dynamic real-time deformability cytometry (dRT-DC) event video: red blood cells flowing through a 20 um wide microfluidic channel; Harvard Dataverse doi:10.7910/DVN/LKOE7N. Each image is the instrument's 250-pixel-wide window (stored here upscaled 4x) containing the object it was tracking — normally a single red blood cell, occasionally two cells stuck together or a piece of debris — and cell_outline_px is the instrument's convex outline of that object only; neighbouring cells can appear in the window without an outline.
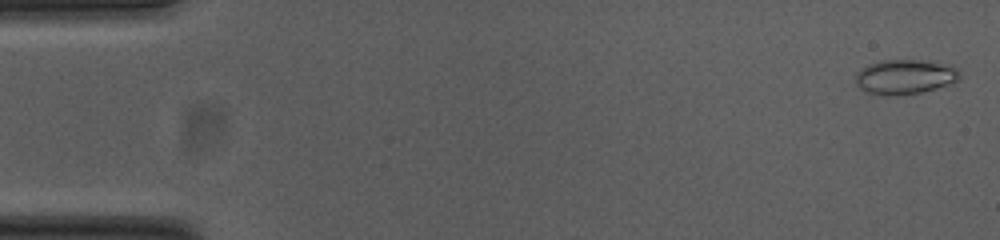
{"species": "common noctule bat (a hibernating species)", "species_latin": "Nyctalus noctula", "temperature_condition": "cold", "stored_images_in_passage": 54, "camera_frame_rate_fps": 3000, "um_per_image_px": 0.085, "animal": {"sex": "female", "body_mass_g": 23.0, "forearm_length_mm": 53.4}, "frame": {"image": 1, "passage_image": 2, "time_ms": 0.333, "image_size_px": [1000, 240], "cell_outline_px": [[960, 80], [936, 88], [920, 92], [888, 96], [880, 96], [868, 92], [860, 88], [856, 84], [856, 72], [860, 68], [868, 64], [880, 60], [928, 60], [952, 64], [960, 68]], "centroid_in_image_um": [76.95, 6.51], "position_along_channel_um": 8.0, "area_um2": 21.5}}
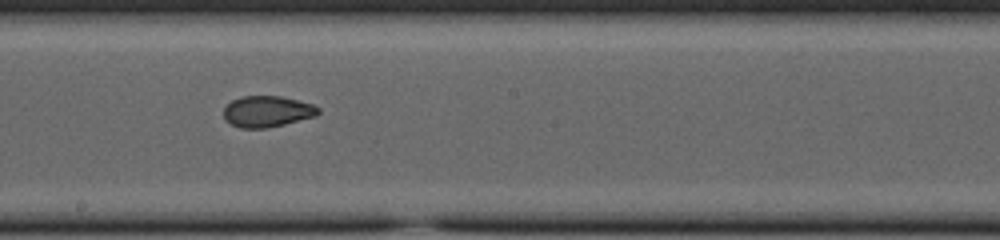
{"frame": {"image": 2, "passage_image": 30, "time_ms": 9.667, "image_size_px": [1000, 240], "cell_outline_px": [[320, 112], [316, 116], [284, 124], [264, 128], [240, 128], [224, 120], [224, 108], [232, 100], [240, 96], [280, 96], [312, 104], [320, 108]], "centroid_in_image_um": [22.7, 9.47], "position_along_channel_um": 225.5, "area_um2": 17.11}}
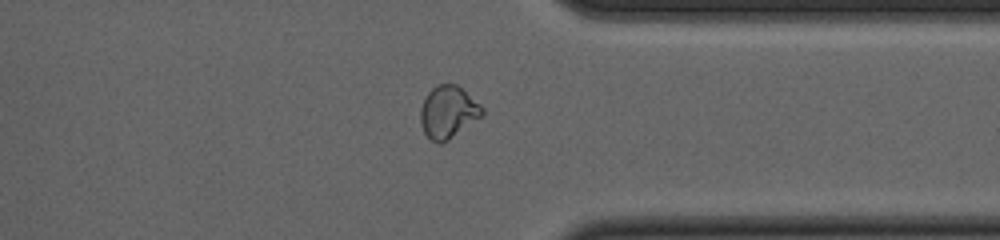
{"frame": {"image": 3, "passage_image": 42, "time_ms": 13.667, "image_size_px": [1000, 240], "cell_outline_px": [[484, 116], [448, 140], [440, 144], [432, 140], [424, 132], [420, 124], [420, 108], [428, 92], [436, 84], [456, 84], [480, 104], [484, 108]], "centroid_in_image_um": [38.1, 9.53], "position_along_channel_um": 373.3, "area_um2": 18.9}, "authors_computed_cell_mechanics": {"area_um2": 18.5538, "velocity_mm_per_s": 3.793, "shape_relaxation_time_tau1_ms": null, "shape_relaxation_time_tau2_ms": 1.6281, "deformation_change_tau1": null, "deformation_change_tau2": 0.0678}}